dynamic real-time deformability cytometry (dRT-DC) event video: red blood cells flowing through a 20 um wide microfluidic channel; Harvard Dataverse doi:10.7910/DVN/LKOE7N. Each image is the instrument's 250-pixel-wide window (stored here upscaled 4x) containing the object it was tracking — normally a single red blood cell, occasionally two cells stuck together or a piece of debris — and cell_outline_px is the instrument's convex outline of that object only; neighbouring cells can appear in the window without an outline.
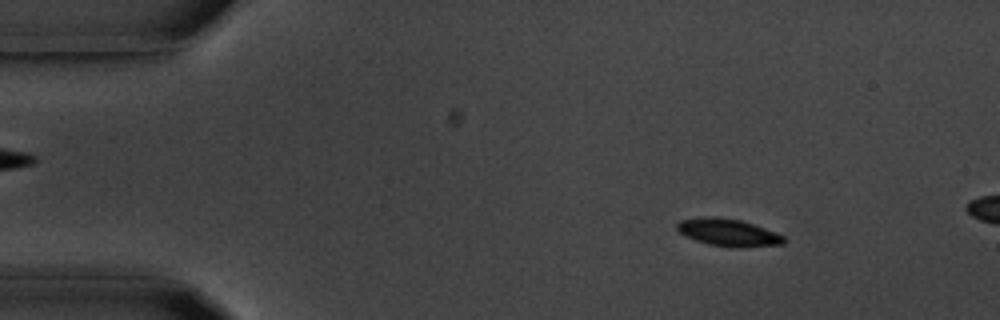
{"species": "common noctule bat (a hibernating species)", "species_latin": "Nyctalus noctula", "temperature_condition": "room temperature", "stored_images_in_passage": 14, "camera_frame_rate_fps": 3000, "um_per_image_px": 0.085, "animal": {"sex": "male", "body_mass_g": 20.1, "forearm_length_mm": 53.5}, "frame": {"image": 1, "passage_image": 7, "time_ms": 2.0, "image_size_px": [1000, 320], "cell_outline_px": [[784, 244], [740, 248], [728, 248], [708, 244], [696, 240], [680, 232], [676, 228], [676, 224], [680, 220], [708, 216], [716, 216], [740, 220], [764, 228], [784, 236]], "centroid_in_image_um": [61.89, 19.77], "position_along_channel_um": 23.1, "area_um2": 16.99}}